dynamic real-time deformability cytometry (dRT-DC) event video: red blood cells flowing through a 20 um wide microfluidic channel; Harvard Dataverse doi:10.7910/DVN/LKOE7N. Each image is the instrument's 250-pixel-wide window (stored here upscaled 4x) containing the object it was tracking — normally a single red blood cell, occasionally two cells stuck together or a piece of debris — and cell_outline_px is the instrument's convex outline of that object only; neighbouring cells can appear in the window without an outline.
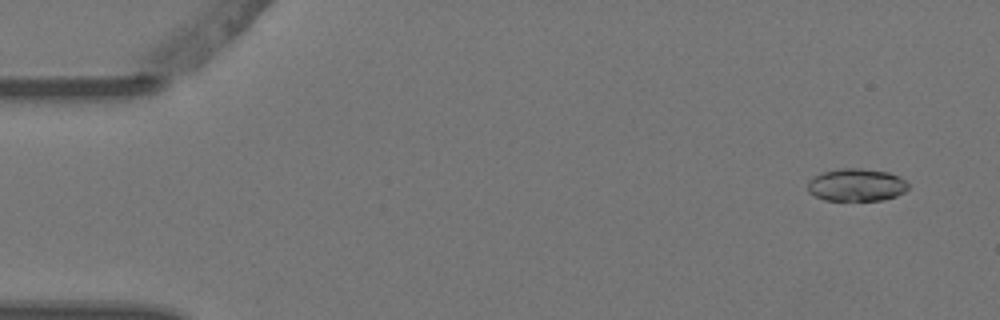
{"species": "Egyptian fruit bat (a non-hibernating species)", "species_latin": "Rousettus aegyptiacus", "temperature_condition": "warm", "stored_images_in_passage": 6, "camera_frame_rate_fps": 3000, "um_per_image_px": 0.085, "animal": {"sex": "female"}, "frame": {"image": 1, "passage_image": 2, "time_ms": 0.333, "image_size_px": [1000, 320], "cell_outline_px": [[908, 188], [904, 192], [896, 196], [884, 200], [824, 200], [808, 192], [808, 180], [812, 176], [820, 172], [840, 168], [860, 168], [888, 172], [900, 176], [908, 184]], "centroid_in_image_um": [72.77, 15.71], "position_along_channel_um": 12.2, "area_um2": 19.31}}
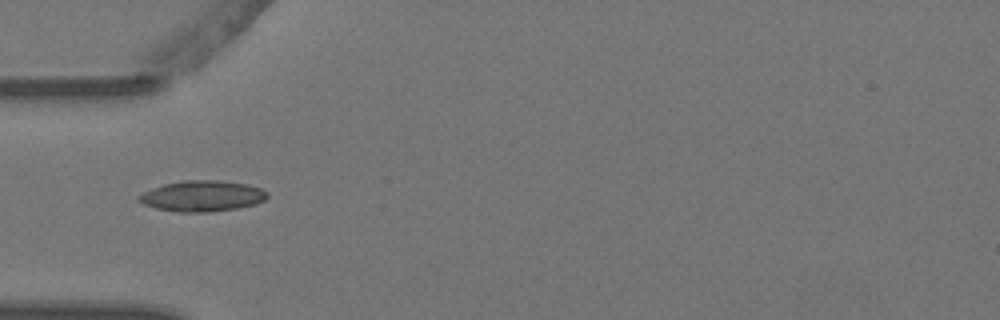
{"frame": {"image": 2, "passage_image": 5, "time_ms": 1.333, "image_size_px": [1000, 320], "cell_outline_px": [[268, 196], [264, 200], [256, 204], [236, 208], [208, 212], [176, 212], [156, 208], [144, 204], [136, 200], [136, 196], [152, 188], [164, 184], [184, 180], [216, 180], [248, 184], [260, 188], [268, 192]], "centroid_in_image_um": [17.17, 16.66], "position_along_channel_um": 67.8, "area_um2": 23.12}}
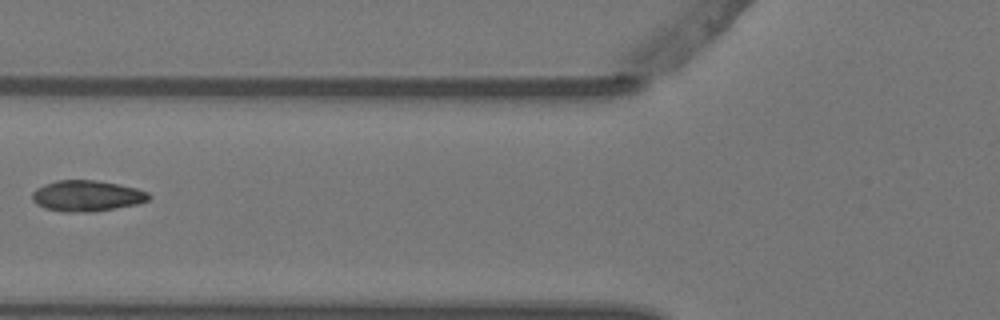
{"frame": {"image": 3, "passage_image": 6, "time_ms": 1.667, "image_size_px": [1000, 320], "cell_outline_px": [[152, 196], [148, 200], [136, 204], [116, 208], [92, 212], [64, 212], [44, 208], [36, 204], [32, 200], [32, 192], [36, 188], [44, 184], [56, 180], [96, 180], [120, 184], [136, 188], [148, 192]], "centroid_in_image_um": [7.37, 16.64], "position_along_channel_um": 118.4, "area_um2": 21.21}}